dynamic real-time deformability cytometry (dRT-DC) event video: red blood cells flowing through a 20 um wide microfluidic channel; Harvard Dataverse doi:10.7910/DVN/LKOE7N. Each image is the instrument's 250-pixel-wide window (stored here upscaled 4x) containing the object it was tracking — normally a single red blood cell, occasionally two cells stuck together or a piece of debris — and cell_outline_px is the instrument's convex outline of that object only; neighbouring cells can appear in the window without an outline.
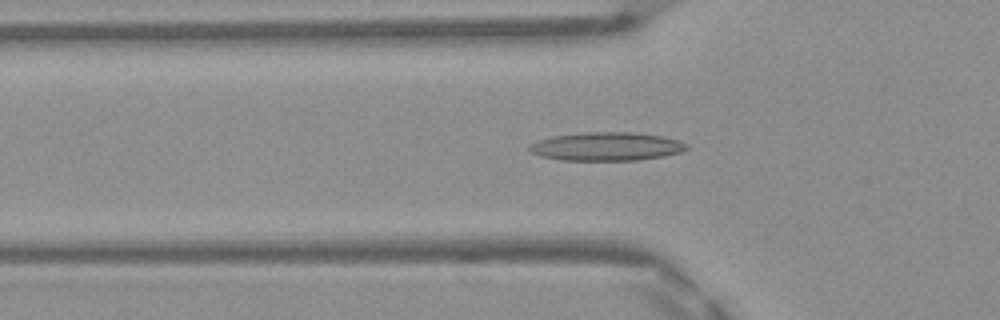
{"species": "Egyptian fruit bat (a non-hibernating species)", "species_latin": "Rousettus aegyptiacus", "temperature_condition": "warm", "stored_images_in_passage": 39, "camera_frame_rate_fps": 3000, "um_per_image_px": 0.085, "frame": {"image": 1, "passage_image": 7, "time_ms": 2.0, "image_size_px": [1000, 320], "cell_outline_px": [[688, 148], [680, 152], [664, 156], [636, 160], [560, 160], [540, 156], [532, 152], [528, 148], [532, 144], [540, 140], [552, 136], [584, 132], [632, 132], [660, 136], [676, 140], [688, 144]], "centroid_in_image_um": [51.55, 12.45], "position_along_channel_um": 74.3, "area_um2": 25.84}}
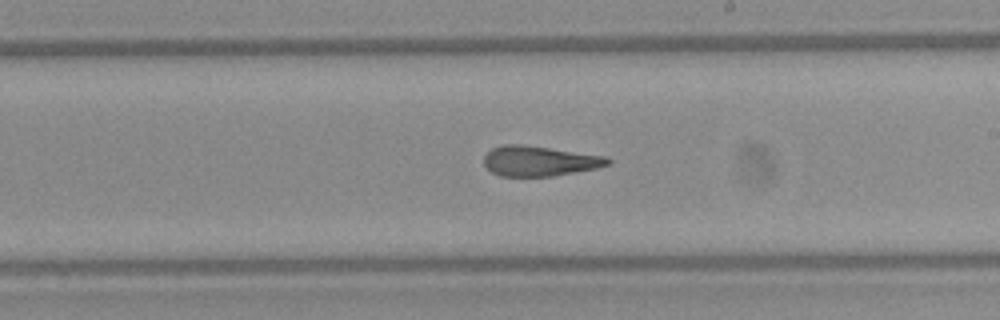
{"frame": {"image": 2, "passage_image": 19, "time_ms": 6.0, "image_size_px": [1000, 320], "cell_outline_px": [[612, 164], [596, 168], [552, 176], [500, 176], [492, 172], [484, 164], [484, 156], [492, 148], [504, 144], [520, 144], [608, 156], [612, 160]], "centroid_in_image_um": [45.88, 13.68], "position_along_channel_um": 243.1, "area_um2": 21.73}}
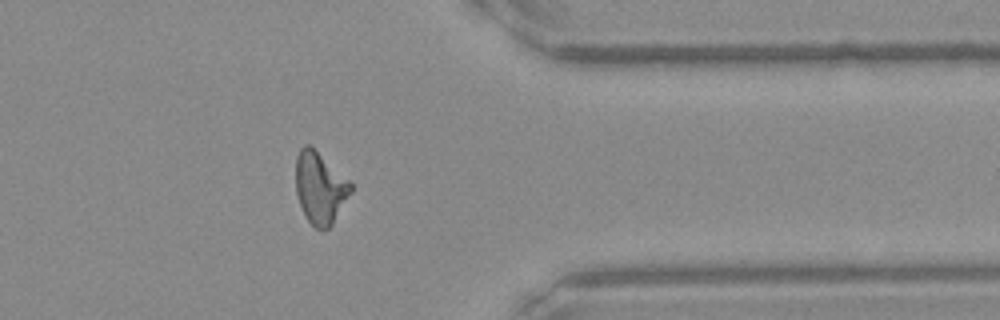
{"frame": {"image": 3, "passage_image": 30, "time_ms": 9.667, "image_size_px": [1000, 320], "cell_outline_px": [[352, 192], [332, 224], [328, 228], [316, 228], [304, 216], [296, 192], [296, 156], [300, 148], [304, 144], [308, 144], [348, 180], [352, 184]], "centroid_in_image_um": [27.18, 15.97], "position_along_channel_um": 384.2, "area_um2": 22.54}}